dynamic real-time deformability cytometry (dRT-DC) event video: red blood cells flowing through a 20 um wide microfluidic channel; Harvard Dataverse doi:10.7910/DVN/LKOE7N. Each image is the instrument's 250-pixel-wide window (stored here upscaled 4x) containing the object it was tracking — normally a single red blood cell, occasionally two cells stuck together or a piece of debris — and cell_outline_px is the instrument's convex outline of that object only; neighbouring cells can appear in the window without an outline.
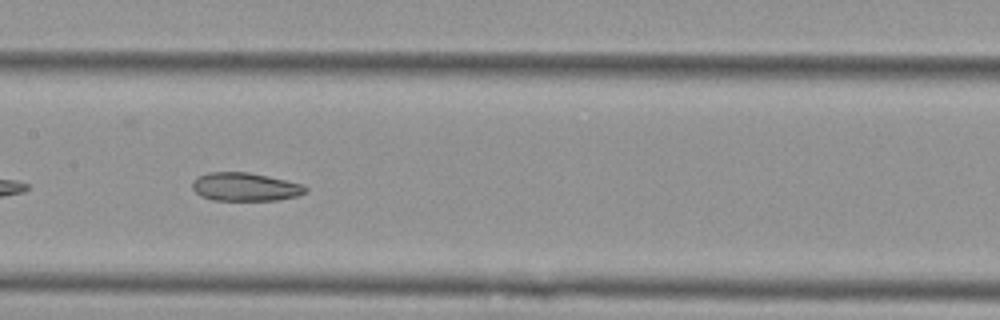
{"species": "Egyptian fruit bat (a non-hibernating species)", "species_latin": "Rousettus aegyptiacus", "temperature_condition": "cold", "stored_images_in_passage": 9, "camera_frame_rate_fps": 3000, "um_per_image_px": 0.085, "animal": {"sex": "female"}, "frame": {"image": 1, "passage_image": 6, "time_ms": 1.667, "image_size_px": [1000, 320], "cell_outline_px": [[308, 192], [300, 196], [280, 200], [212, 200], [200, 196], [192, 188], [192, 180], [196, 176], [208, 172], [248, 172], [268, 176], [304, 184], [308, 188]], "centroid_in_image_um": [20.86, 15.88], "position_along_channel_um": 186.5, "area_um2": 19.07}}
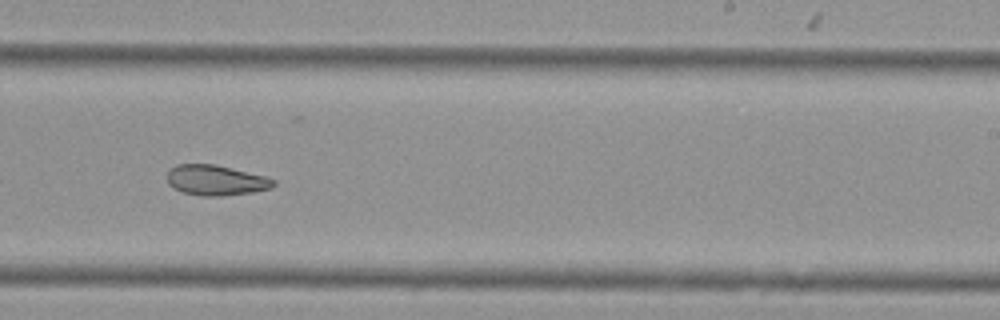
{"frame": {"image": 2, "passage_image": 8, "time_ms": 2.333, "image_size_px": [1000, 320], "cell_outline_px": [[276, 184], [272, 188], [252, 192], [220, 196], [200, 196], [184, 192], [172, 188], [168, 184], [168, 168], [176, 164], [216, 164], [264, 176], [276, 180]], "centroid_in_image_um": [18.33, 15.31], "position_along_channel_um": 270.7, "area_um2": 18.9}}
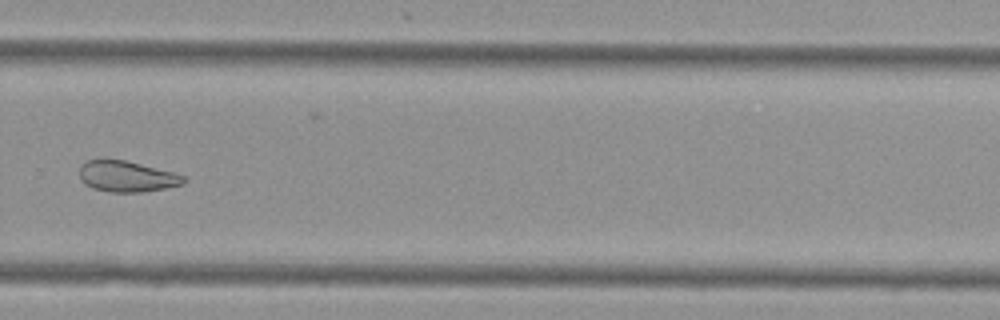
{"frame": {"image": 3, "passage_image": 9, "time_ms": 2.667, "image_size_px": [1000, 320], "cell_outline_px": [[188, 180], [184, 184], [164, 188], [140, 192], [108, 192], [92, 188], [84, 184], [80, 176], [80, 164], [88, 160], [124, 160], [172, 172], [184, 176]], "centroid_in_image_um": [10.77, 15.01], "position_along_channel_um": 319.0, "area_um2": 18.61}}